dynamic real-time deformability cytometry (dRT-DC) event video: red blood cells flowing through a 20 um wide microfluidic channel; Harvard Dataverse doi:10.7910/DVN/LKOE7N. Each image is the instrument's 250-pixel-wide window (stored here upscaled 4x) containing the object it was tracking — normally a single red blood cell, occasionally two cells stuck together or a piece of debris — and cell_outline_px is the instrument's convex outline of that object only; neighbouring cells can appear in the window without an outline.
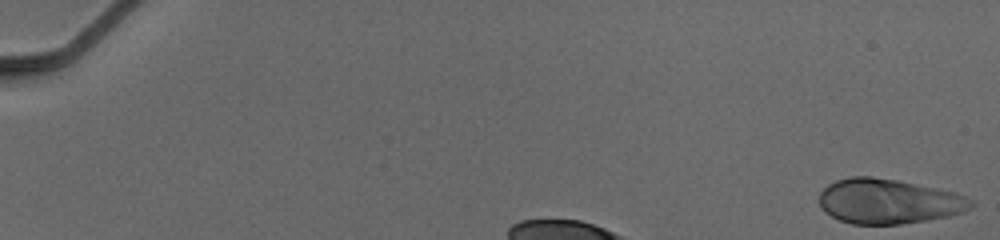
{"species": "human", "species_latin": "Homo sapiens", "temperature_condition": "cold", "stored_images_in_passage": 33, "camera_frame_rate_fps": 3000, "um_per_image_px": 0.085, "donor": {"sex": "male"}, "frame": {"image": 1, "passage_image": 1, "time_ms": 0.0, "image_size_px": [1000, 240], "cell_outline_px": [[976, 204], [972, 208], [964, 212], [948, 216], [900, 224], [852, 224], [840, 220], [824, 212], [820, 204], [820, 192], [828, 184], [836, 180], [852, 176], [872, 176], [896, 180], [956, 192], [976, 200]], "centroid_in_image_um": [75.56, 17.11], "position_along_channel_um": 9.4, "area_um2": 39.82}}
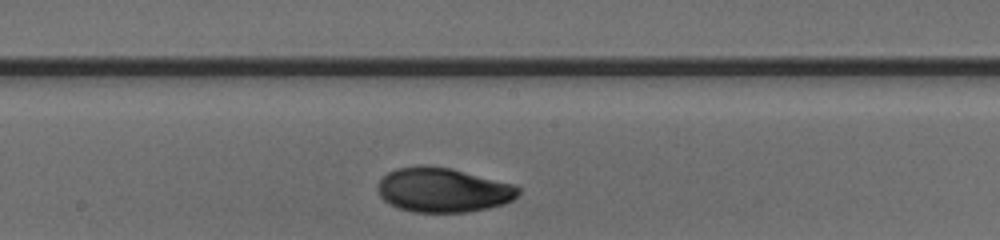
{"frame": {"image": 2, "passage_image": 20, "time_ms": 6.333, "image_size_px": [1000, 240], "cell_outline_px": [[520, 192], [512, 200], [504, 204], [488, 208], [468, 212], [412, 212], [388, 204], [380, 196], [376, 188], [376, 184], [388, 172], [400, 168], [448, 168], [516, 184], [520, 188]], "centroid_in_image_um": [37.68, 16.19], "position_along_channel_um": 210.5, "area_um2": 35.84}}
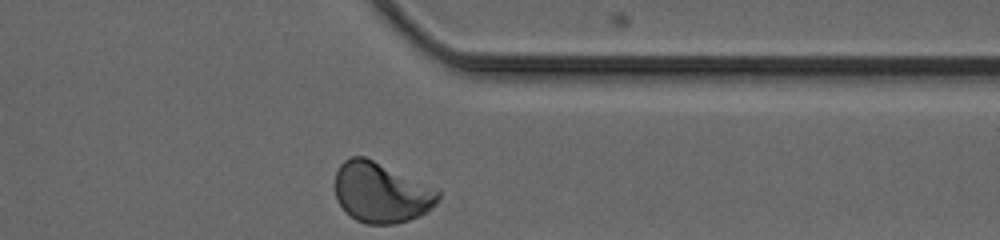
{"frame": {"image": 3, "passage_image": 33, "time_ms": 10.667, "image_size_px": [1000, 240], "cell_outline_px": [[440, 196], [436, 204], [428, 212], [420, 216], [408, 220], [392, 224], [368, 224], [356, 220], [336, 200], [336, 172], [340, 164], [344, 160], [352, 156], [364, 156], [440, 188]], "centroid_in_image_um": [32.46, 16.35], "position_along_channel_um": 378.9, "area_um2": 36.53}, "authors_computed_cell_mechanics": {"area_um2": 35.4892, "velocity_mm_per_s": 3.9017, "shape_relaxation_time_tau1_ms": 5.214, "shape_relaxation_time_tau2_ms": 1.2561, "deformation_change_tau1": 0.1802, "deformation_change_tau2": 0.0451}}